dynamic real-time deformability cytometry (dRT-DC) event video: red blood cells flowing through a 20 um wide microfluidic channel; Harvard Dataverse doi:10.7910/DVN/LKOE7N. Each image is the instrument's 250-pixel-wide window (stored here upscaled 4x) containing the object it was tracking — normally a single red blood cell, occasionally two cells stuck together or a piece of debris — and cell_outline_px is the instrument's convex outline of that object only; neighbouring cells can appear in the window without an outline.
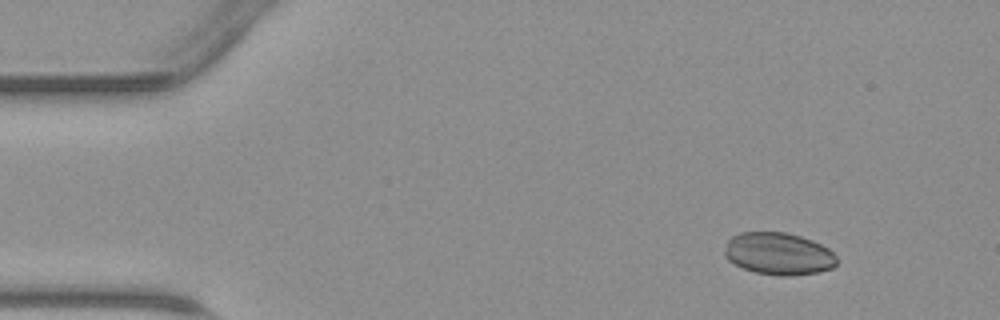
{"species": "common noctule bat (a hibernating species)", "species_latin": "Nyctalus noctula", "temperature_condition": "warm", "stored_images_in_passage": 42, "camera_frame_rate_fps": 3000, "um_per_image_px": 0.085, "animal": {"sex": "male", "body_mass_g": 23.1, "forearm_length_mm": 52.7}, "frame": {"image": 1, "passage_image": 1, "time_ms": 0.0, "image_size_px": [1000, 320], "cell_outline_px": [[836, 264], [832, 268], [816, 272], [788, 276], [780, 276], [756, 272], [744, 268], [728, 260], [724, 256], [724, 252], [728, 240], [732, 236], [740, 232], [784, 232], [800, 236], [812, 240], [828, 248], [836, 256]], "centroid_in_image_um": [66.16, 21.56], "position_along_channel_um": 18.8, "area_um2": 27.46}}
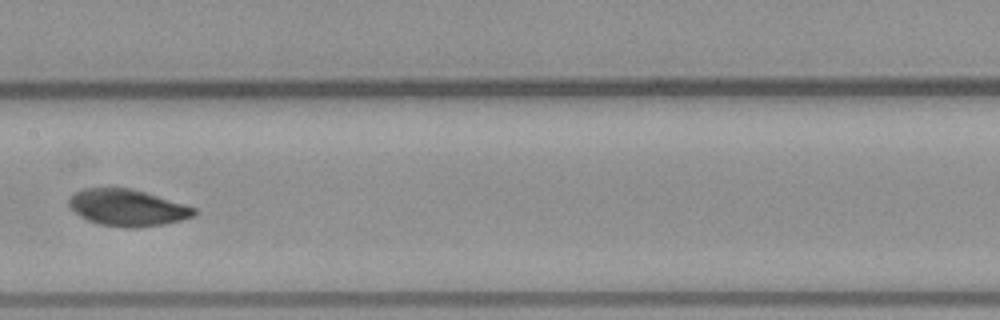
{"frame": {"image": 2, "passage_image": 19, "time_ms": 6.0, "image_size_px": [1000, 320], "cell_outline_px": [[196, 212], [192, 216], [180, 220], [164, 224], [132, 228], [124, 228], [100, 224], [88, 220], [80, 216], [68, 204], [68, 200], [76, 192], [84, 188], [132, 188], [184, 204], [196, 208]], "centroid_in_image_um": [10.82, 17.65], "position_along_channel_um": 196.6, "area_um2": 26.41}}
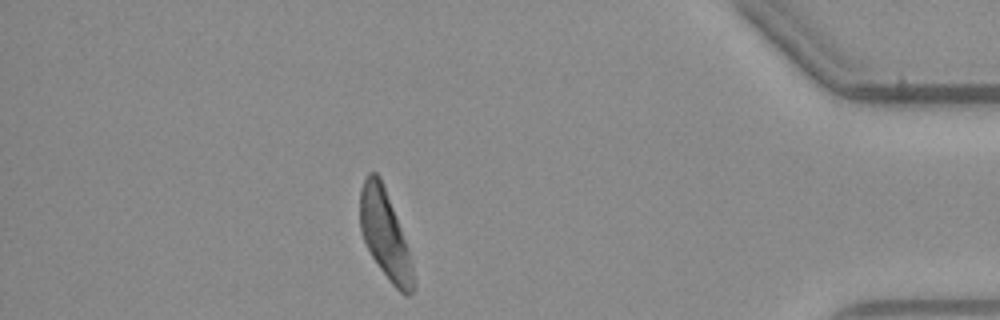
{"frame": {"image": 3, "passage_image": 36, "time_ms": 11.667, "image_size_px": [1000, 320], "cell_outline_px": [[416, 288], [408, 296], [404, 296], [392, 284], [380, 268], [372, 256], [364, 240], [360, 228], [360, 188], [368, 172], [376, 172], [380, 176], [396, 216], [408, 248], [412, 264], [416, 284]], "centroid_in_image_um": [32.74, 19.96], "position_along_channel_um": 402.5, "area_um2": 27.28}}